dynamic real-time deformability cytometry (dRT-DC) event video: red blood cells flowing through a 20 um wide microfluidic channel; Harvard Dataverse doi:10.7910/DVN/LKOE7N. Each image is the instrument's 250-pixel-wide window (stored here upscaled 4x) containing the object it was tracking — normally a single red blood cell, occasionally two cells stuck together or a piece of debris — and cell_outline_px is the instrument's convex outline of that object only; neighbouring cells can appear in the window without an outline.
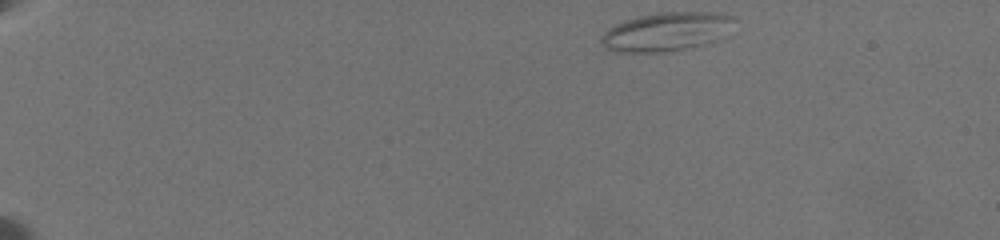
{"species": "common noctule bat (a hibernating species)", "species_latin": "Nyctalus noctula", "temperature_condition": "warm", "stored_images_in_passage": 10, "camera_frame_rate_fps": 3000, "um_per_image_px": 0.085, "animal": {"sex": "female", "body_mass_g": 19.5, "forearm_length_mm": 54.1}, "frame": {"image": 1, "passage_image": 1, "time_ms": 0.0, "image_size_px": [1000, 240], "cell_outline_px": [[736, 20], [728, 36], [704, 44], [664, 52], [612, 52], [600, 40], [600, 36], [608, 28], [624, 20], [656, 12], [720, 12], [732, 16]], "centroid_in_image_um": [56.7, 2.68], "position_along_channel_um": 28.3, "area_um2": 30.35}}
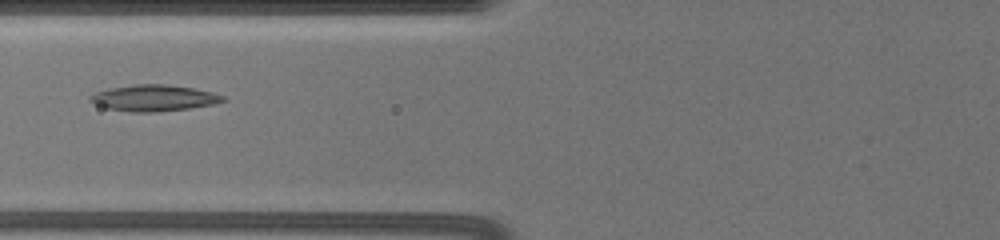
{"frame": {"image": 2, "passage_image": 8, "time_ms": 6.0, "image_size_px": [1000, 240], "cell_outline_px": [[228, 100], [216, 104], [188, 108], [156, 112], [132, 112], [108, 108], [96, 104], [88, 100], [88, 96], [96, 92], [108, 88], [136, 84], [168, 84], [192, 88], [212, 92], [224, 96]], "centroid_in_image_um": [13.09, 8.32], "position_along_channel_um": 112.7, "area_um2": 20.35}}
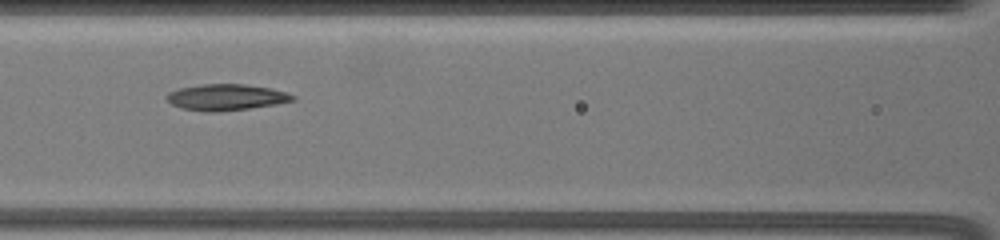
{"frame": {"image": 3, "passage_image": 9, "time_ms": 7.0, "image_size_px": [1000, 240], "cell_outline_px": [[296, 100], [276, 104], [248, 108], [216, 112], [204, 112], [180, 108], [172, 104], [164, 96], [168, 92], [180, 88], [200, 84], [244, 84], [268, 88], [284, 92], [296, 96]], "centroid_in_image_um": [19.18, 8.27], "position_along_channel_um": 147.4, "area_um2": 19.19}}